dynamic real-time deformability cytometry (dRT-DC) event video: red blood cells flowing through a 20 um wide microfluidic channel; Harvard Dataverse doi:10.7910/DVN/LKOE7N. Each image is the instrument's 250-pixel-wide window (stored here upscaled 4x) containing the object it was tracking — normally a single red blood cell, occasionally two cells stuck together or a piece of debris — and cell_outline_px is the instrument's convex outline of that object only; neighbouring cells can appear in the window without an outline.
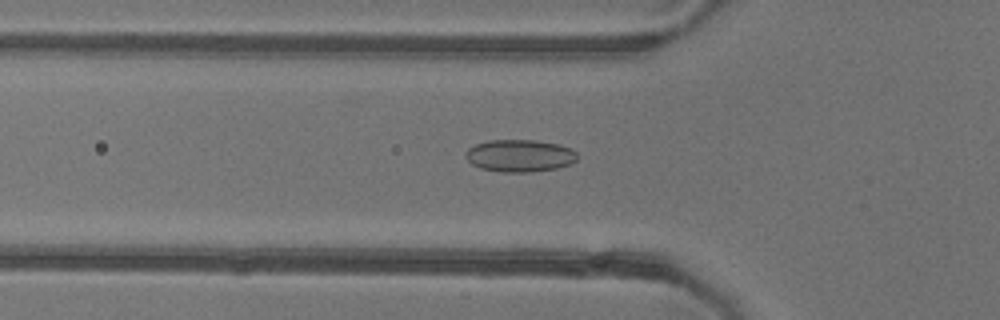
{"species": "common noctule bat (a hibernating species)", "species_latin": "Nyctalus noctula", "temperature_condition": "warm", "stored_images_in_passage": 41, "camera_frame_rate_fps": 3000, "um_per_image_px": 0.085, "animal": {"sex": "female"}, "frame": {"image": 1, "passage_image": 17, "time_ms": 5.333, "image_size_px": [1000, 320], "cell_outline_px": [[576, 160], [572, 164], [556, 168], [528, 172], [500, 172], [480, 168], [472, 164], [464, 156], [468, 148], [476, 144], [488, 140], [536, 140], [560, 144], [572, 148], [576, 152]], "centroid_in_image_um": [44.18, 13.23], "position_along_channel_um": 81.6, "area_um2": 21.15}}
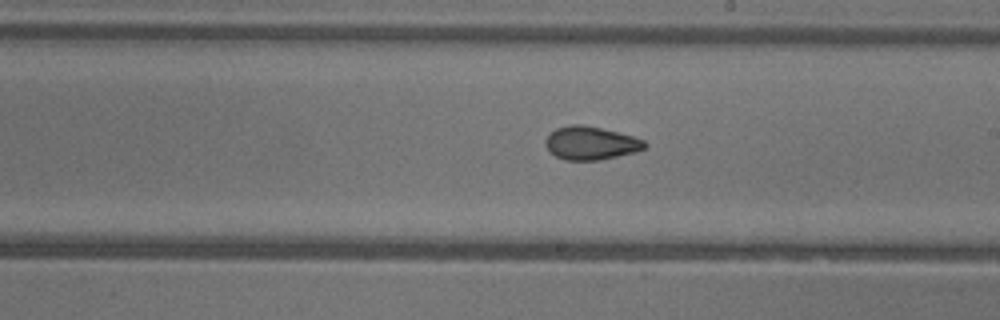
{"frame": {"image": 2, "passage_image": 29, "time_ms": 9.333, "image_size_px": [1000, 320], "cell_outline_px": [[648, 144], [644, 148], [636, 152], [600, 160], [564, 160], [548, 152], [544, 144], [544, 140], [556, 128], [572, 124], [580, 124], [600, 128], [632, 136], [644, 140]], "centroid_in_image_um": [50.19, 12.17], "position_along_channel_um": 238.8, "area_um2": 19.25}}
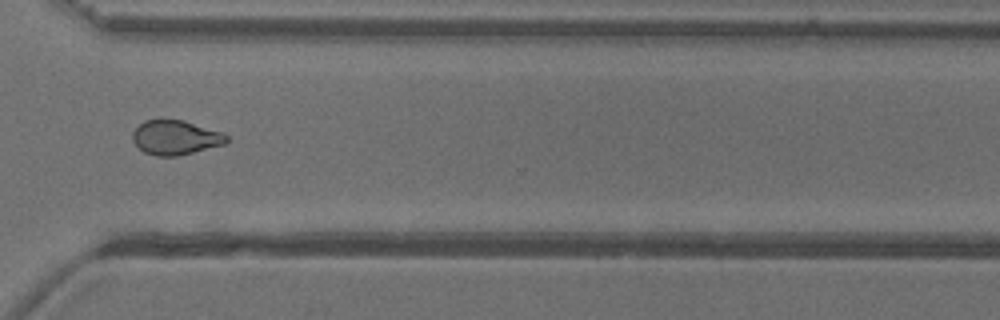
{"frame": {"image": 3, "passage_image": 38, "time_ms": 12.333, "image_size_px": [1000, 320], "cell_outline_px": [[228, 140], [224, 144], [176, 156], [156, 156], [144, 152], [132, 140], [132, 132], [144, 120], [160, 116], [164, 116], [184, 120], [224, 132], [228, 136]], "centroid_in_image_um": [14.89, 11.63], "position_along_channel_um": 355.7, "area_um2": 19.42}, "authors_computed_cell_mechanics": {"area_um2": 19.5364, "velocity_mm_per_s": 3.9176, "shape_relaxation_time_tau1_ms": null, "shape_relaxation_time_tau2_ms": 2.0214, "deformation_change_tau1": null, "deformation_change_tau2": 0.0724}}